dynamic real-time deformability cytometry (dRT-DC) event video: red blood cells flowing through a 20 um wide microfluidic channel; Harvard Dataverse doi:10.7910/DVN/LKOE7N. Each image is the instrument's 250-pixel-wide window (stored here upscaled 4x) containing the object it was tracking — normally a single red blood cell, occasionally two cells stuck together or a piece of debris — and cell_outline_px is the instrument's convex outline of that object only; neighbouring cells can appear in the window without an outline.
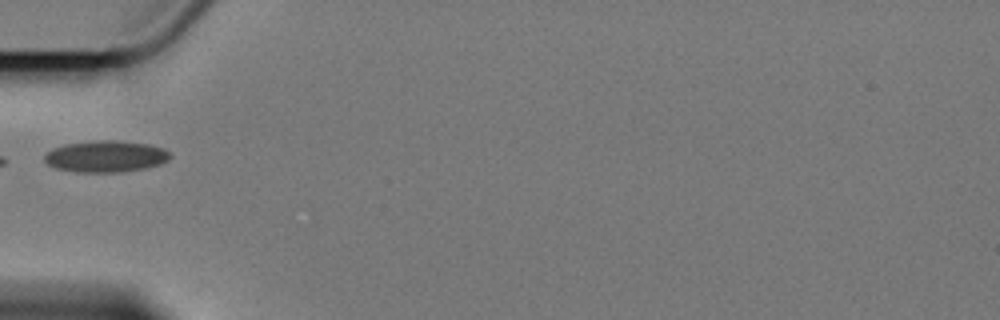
{"species": "Egyptian fruit bat (a non-hibernating species)", "species_latin": "Rousettus aegyptiacus", "temperature_condition": "cold", "stored_images_in_passage": 2, "camera_frame_rate_fps": 3000, "um_per_image_px": 0.085, "animal": {"sex": "female"}, "frame": {"image": 1, "passage_image": 2, "time_ms": 1.0, "image_size_px": [1000, 320], "cell_outline_px": [[172, 156], [168, 160], [160, 164], [144, 168], [120, 172], [76, 172], [56, 168], [48, 164], [44, 160], [44, 156], [52, 148], [64, 144], [96, 140], [120, 140], [148, 144], [164, 148], [172, 152]], "centroid_in_image_um": [9.01, 13.28], "position_along_channel_um": 76.0, "area_um2": 23.29}}